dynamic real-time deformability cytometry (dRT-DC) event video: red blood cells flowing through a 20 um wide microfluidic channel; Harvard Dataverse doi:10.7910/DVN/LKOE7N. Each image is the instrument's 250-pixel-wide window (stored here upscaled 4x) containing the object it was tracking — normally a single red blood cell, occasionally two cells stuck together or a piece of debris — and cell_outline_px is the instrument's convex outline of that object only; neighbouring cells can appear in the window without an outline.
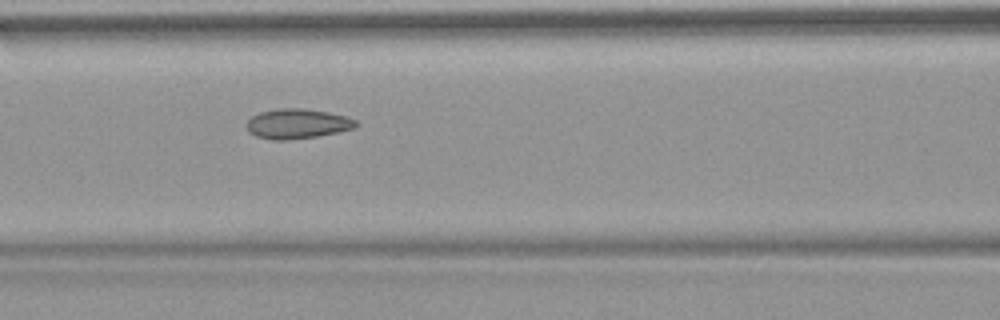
{"species": "common noctule bat (a hibernating species)", "species_latin": "Nyctalus noctula", "temperature_condition": "warm", "stored_images_in_passage": 54, "camera_frame_rate_fps": 3000, "um_per_image_px": 0.085, "animal": {"sex": "female", "body_mass_g": 18.4}, "frame": {"image": 1, "passage_image": 24, "time_ms": 7.667, "image_size_px": [1000, 320], "cell_outline_px": [[360, 124], [356, 128], [316, 136], [284, 140], [276, 140], [256, 136], [248, 132], [244, 124], [252, 116], [260, 112], [280, 108], [304, 108], [328, 112], [344, 116], [356, 120]], "centroid_in_image_um": [25.25, 10.51], "position_along_channel_um": 141.3, "area_um2": 19.02}}
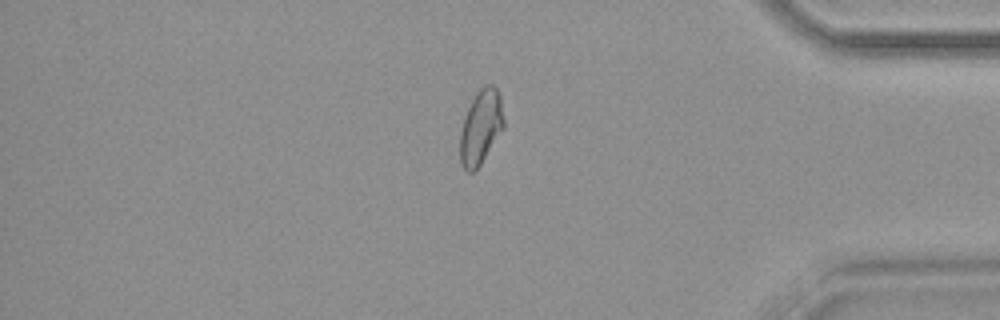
{"frame": {"image": 2, "passage_image": 46, "time_ms": 15.0, "image_size_px": [1000, 320], "cell_outline_px": [[504, 128], [480, 164], [472, 172], [468, 172], [460, 164], [460, 132], [468, 108], [476, 92], [484, 84], [492, 84], [496, 88], [500, 96], [504, 120]], "centroid_in_image_um": [40.87, 10.78], "position_along_channel_um": 394.3, "area_um2": 18.79}, "authors_computed_cell_mechanics": {"area_um2": 19.6809, "velocity_mm_per_s": 3.8243, "shape_relaxation_time_tau1_ms": null, "shape_relaxation_time_tau2_ms": 1.3259, "deformation_change_tau1": null, "deformation_change_tau2": 0.0716}}